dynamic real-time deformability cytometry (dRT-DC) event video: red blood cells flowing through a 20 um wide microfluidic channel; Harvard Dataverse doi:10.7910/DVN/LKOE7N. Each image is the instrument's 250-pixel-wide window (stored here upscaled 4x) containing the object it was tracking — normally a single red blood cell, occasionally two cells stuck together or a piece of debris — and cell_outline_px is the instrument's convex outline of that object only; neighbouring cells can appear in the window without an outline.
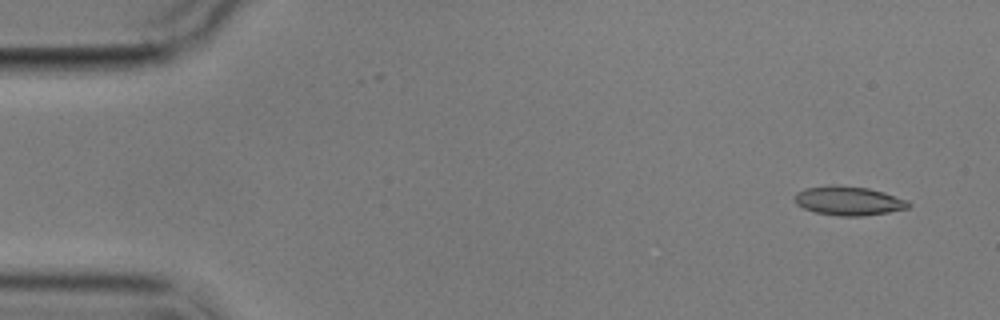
{"species": "common noctule bat (a hibernating species)", "species_latin": "Nyctalus noctula", "temperature_condition": "cold", "stored_images_in_passage": 5, "camera_frame_rate_fps": 3000, "um_per_image_px": 0.085, "animal": {"sex": "male", "body_mass_g": 17.9}, "frame": {"image": 1, "passage_image": 1, "time_ms": 0.0, "image_size_px": [1000, 320], "cell_outline_px": [[912, 204], [908, 208], [888, 212], [864, 216], [836, 216], [816, 212], [804, 208], [796, 204], [792, 200], [796, 192], [804, 188], [832, 184], [868, 188], [884, 192], [908, 200]], "centroid_in_image_um": [72.1, 17.06], "position_along_channel_um": 12.9, "area_um2": 19.54}}
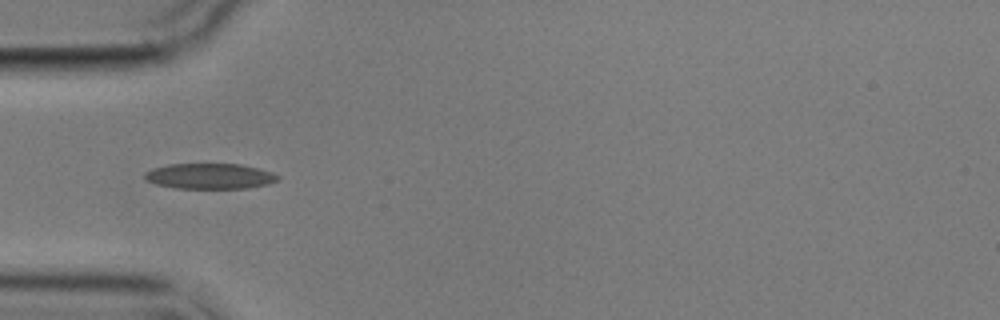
{"frame": {"image": 2, "passage_image": 5, "time_ms": 4.667, "image_size_px": [1000, 320], "cell_outline_px": [[280, 176], [276, 180], [268, 184], [248, 188], [176, 188], [156, 184], [144, 180], [144, 172], [152, 168], [168, 164], [240, 164], [272, 172]], "centroid_in_image_um": [17.78, 14.97], "position_along_channel_um": 67.2, "area_um2": 19.77}}